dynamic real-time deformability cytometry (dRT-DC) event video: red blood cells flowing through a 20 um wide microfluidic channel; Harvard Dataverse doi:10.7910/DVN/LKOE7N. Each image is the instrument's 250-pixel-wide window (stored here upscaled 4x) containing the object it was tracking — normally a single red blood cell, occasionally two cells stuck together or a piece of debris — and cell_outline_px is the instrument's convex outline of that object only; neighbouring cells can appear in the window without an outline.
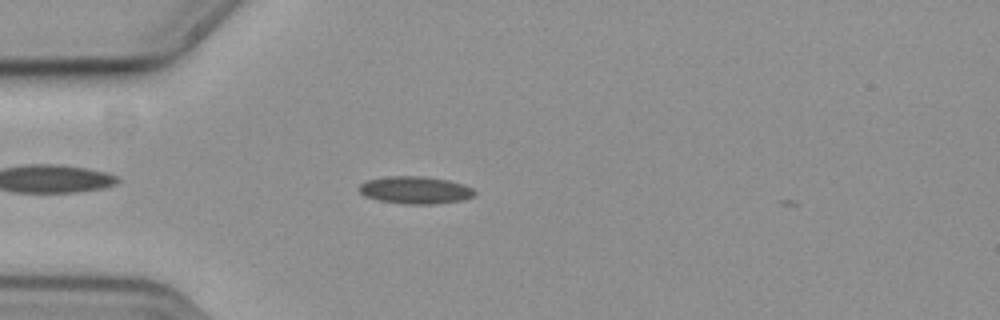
{"species": "common noctule bat (a hibernating species)", "species_latin": "Nyctalus noctula", "temperature_condition": "cold", "stored_images_in_passage": 41, "camera_frame_rate_fps": 3000, "um_per_image_px": 0.085, "animal": {"sex": "female", "body_mass_g": 19.3, "forearm_length_mm": 54.1}, "frame": {"image": 1, "passage_image": 5, "time_ms": 1.333, "image_size_px": [1000, 320], "cell_outline_px": [[476, 196], [464, 200], [436, 204], [404, 204], [376, 200], [364, 196], [356, 188], [360, 184], [368, 180], [392, 176], [420, 176], [448, 180], [464, 184], [472, 188], [476, 192]], "centroid_in_image_um": [35.31, 16.17], "position_along_channel_um": 49.7, "area_um2": 18.67}}
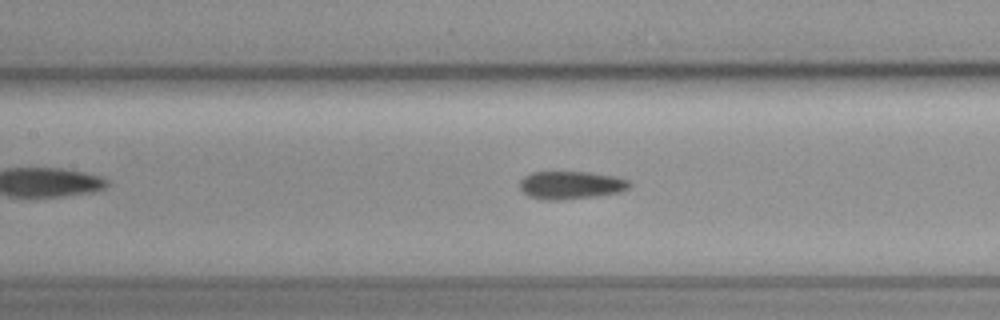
{"frame": {"image": 2, "passage_image": 15, "time_ms": 4.667, "image_size_px": [1000, 320], "cell_outline_px": [[632, 184], [628, 188], [620, 192], [596, 196], [564, 200], [540, 200], [528, 196], [520, 188], [520, 180], [524, 176], [532, 172], [588, 172], [616, 176], [628, 180]], "centroid_in_image_um": [48.52, 15.74], "position_along_channel_um": 158.9, "area_um2": 18.03}}
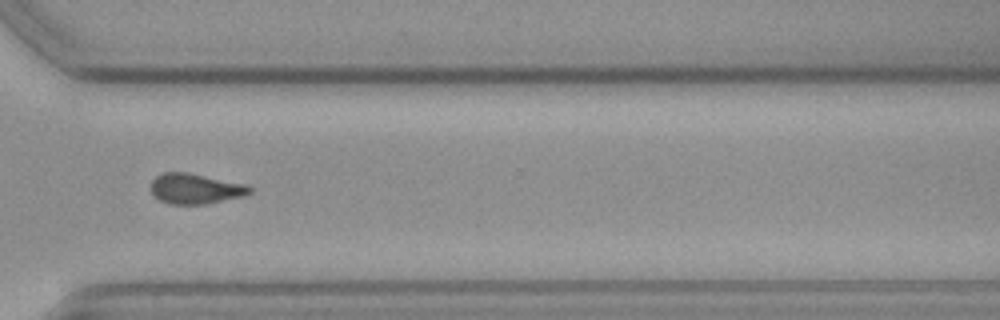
{"frame": {"image": 3, "passage_image": 31, "time_ms": 10.0, "image_size_px": [1000, 320], "cell_outline_px": [[252, 192], [244, 196], [208, 204], [168, 204], [160, 200], [152, 192], [152, 180], [156, 176], [164, 172], [188, 172], [248, 184], [252, 188]], "centroid_in_image_um": [16.66, 16.04], "position_along_channel_um": 353.9, "area_um2": 17.63}}